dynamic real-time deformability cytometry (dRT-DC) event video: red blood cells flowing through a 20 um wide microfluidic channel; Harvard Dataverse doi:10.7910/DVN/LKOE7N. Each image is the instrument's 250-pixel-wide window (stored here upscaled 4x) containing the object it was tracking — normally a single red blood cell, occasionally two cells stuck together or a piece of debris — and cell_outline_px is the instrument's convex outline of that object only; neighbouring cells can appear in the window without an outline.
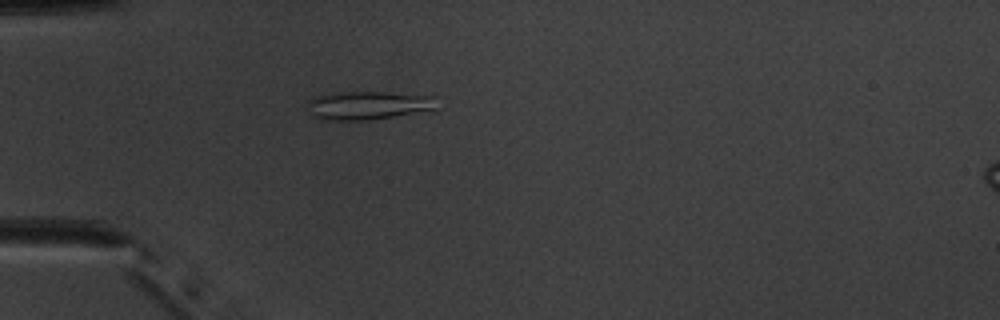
{"species": "common noctule bat (a hibernating species)", "species_latin": "Nyctalus noctula", "temperature_condition": "warm", "stored_images_in_passage": 40, "camera_frame_rate_fps": 3000, "um_per_image_px": 0.085, "animal": {"sex": "male", "body_mass_g": 20.1, "forearm_length_mm": 53.5}, "frame": {"image": 1, "passage_image": 4, "time_ms": 1.0, "image_size_px": [1000, 320], "cell_outline_px": [[440, 108], [436, 112], [368, 120], [324, 120], [308, 112], [304, 108], [304, 104], [308, 100], [328, 92], [384, 92], [436, 96]], "centroid_in_image_um": [31.41, 8.97], "position_along_channel_um": 53.6, "area_um2": 22.6}}
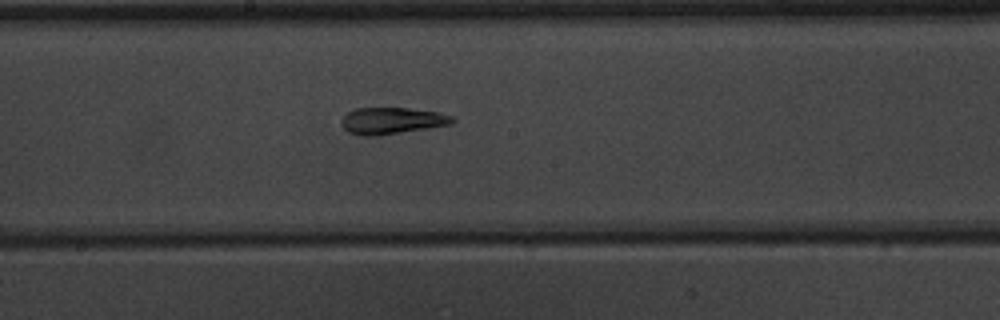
{"frame": {"image": 2, "passage_image": 17, "time_ms": 5.333, "image_size_px": [1000, 320], "cell_outline_px": [[456, 120], [452, 124], [380, 136], [360, 136], [348, 132], [340, 124], [340, 120], [348, 112], [356, 108], [408, 108], [436, 112], [452, 116]], "centroid_in_image_um": [33.28, 10.27], "position_along_channel_um": 214.9, "area_um2": 17.34}}
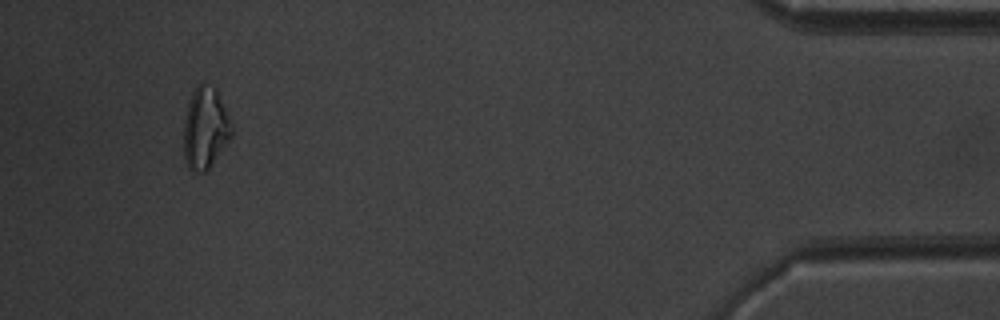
{"frame": {"image": 3, "passage_image": 37, "time_ms": 12.0, "image_size_px": [1000, 320], "cell_outline_px": [[232, 136], [208, 168], [204, 172], [192, 172], [188, 168], [184, 160], [184, 120], [188, 104], [192, 92], [200, 84], [204, 84], [216, 88], [232, 128]], "centroid_in_image_um": [17.42, 10.93], "position_along_channel_um": 417.8, "area_um2": 22.31}, "authors_computed_cell_mechanics": {"area_um2": 17.4267, "velocity_mm_per_s": 3.9813, "shape_relaxation_time_tau1_ms": null, "shape_relaxation_time_tau2_ms": 3.32, "deformation_change_tau1": null, "deformation_change_tau2": 0.0875}}